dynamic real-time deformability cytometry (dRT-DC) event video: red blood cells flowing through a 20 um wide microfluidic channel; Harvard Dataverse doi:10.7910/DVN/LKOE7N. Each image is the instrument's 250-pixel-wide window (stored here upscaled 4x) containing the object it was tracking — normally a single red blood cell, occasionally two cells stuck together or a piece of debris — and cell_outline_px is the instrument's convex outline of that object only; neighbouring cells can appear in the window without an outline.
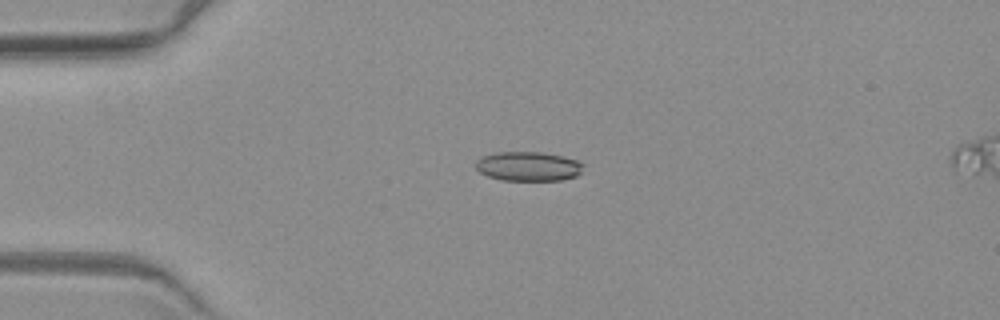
{"species": "common noctule bat (a hibernating species)", "species_latin": "Nyctalus noctula", "temperature_condition": "warm", "stored_images_in_passage": 4, "segment_of_instrument_passage": [1, 2], "camera_frame_rate_fps": 3000, "um_per_image_px": 0.085, "animal": {"sex": "female", "body_mass_g": 19.3, "forearm_length_mm": 54.1}, "frame": {"image": 1, "passage_image": 3, "time_ms": 2.333, "image_size_px": [1000, 320], "cell_outline_px": [[584, 164], [580, 172], [576, 176], [560, 180], [504, 180], [488, 176], [480, 172], [476, 168], [476, 160], [480, 156], [496, 152], [540, 152], [580, 160]], "centroid_in_image_um": [44.89, 14.13], "position_along_channel_um": 40.1, "area_um2": 18.38}}